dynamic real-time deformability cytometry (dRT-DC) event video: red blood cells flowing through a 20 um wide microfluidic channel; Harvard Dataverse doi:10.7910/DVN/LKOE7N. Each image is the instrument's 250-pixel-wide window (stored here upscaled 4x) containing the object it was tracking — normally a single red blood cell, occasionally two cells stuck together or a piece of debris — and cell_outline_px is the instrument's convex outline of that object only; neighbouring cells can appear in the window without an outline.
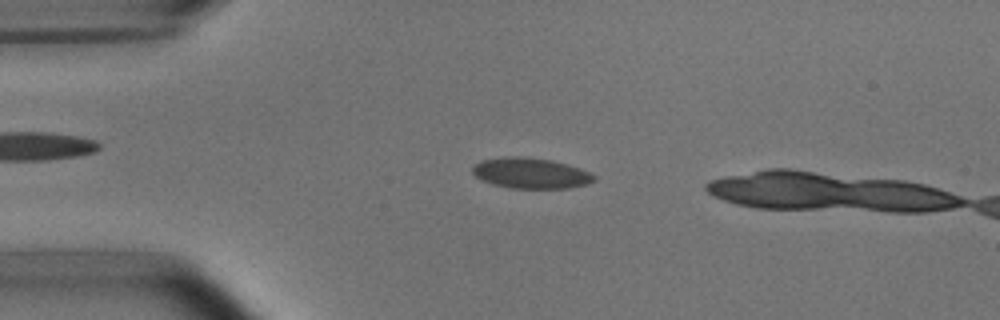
{"species": "common noctule bat (a hibernating species)", "species_latin": "Nyctalus noctula", "temperature_condition": "room temperature", "stored_images_in_passage": 14, "camera_frame_rate_fps": 3000, "um_per_image_px": 0.085, "animal": {"sex": "male", "body_mass_g": 15.6}, "frame": {"image": 1, "passage_image": 10, "time_ms": 3.0, "image_size_px": [1000, 320], "cell_outline_px": [[596, 180], [588, 184], [568, 188], [512, 188], [492, 184], [480, 180], [472, 172], [472, 168], [480, 160], [508, 156], [516, 156], [552, 160], [580, 168], [596, 176]], "centroid_in_image_um": [45.11, 14.72], "position_along_channel_um": 39.9, "area_um2": 21.68}}